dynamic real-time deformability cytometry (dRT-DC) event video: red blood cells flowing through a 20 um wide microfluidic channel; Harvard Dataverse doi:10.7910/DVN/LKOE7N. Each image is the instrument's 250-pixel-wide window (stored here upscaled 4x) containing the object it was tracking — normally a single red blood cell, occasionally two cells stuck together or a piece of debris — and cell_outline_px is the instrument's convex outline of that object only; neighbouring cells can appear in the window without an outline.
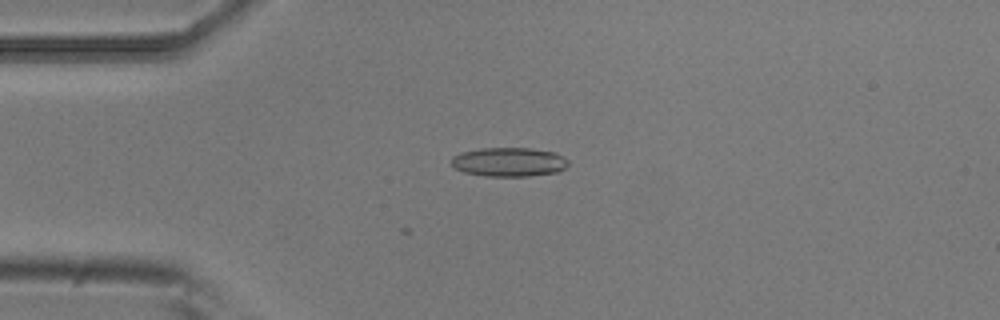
{"species": "common noctule bat (a hibernating species)", "species_latin": "Nyctalus noctula", "temperature_condition": "room temperature", "stored_images_in_passage": 8, "camera_frame_rate_fps": 3000, "um_per_image_px": 0.085, "animal": {"sex": "male", "body_mass_g": 20.5, "forearm_length_mm": 52.5}, "frame": {"image": 1, "passage_image": 4, "time_ms": 1.0, "image_size_px": [1000, 320], "cell_outline_px": [[568, 164], [560, 172], [528, 176], [484, 176], [464, 172], [456, 168], [452, 164], [452, 156], [460, 152], [480, 148], [532, 148], [552, 152], [564, 156], [568, 160]], "centroid_in_image_um": [43.27, 13.77], "position_along_channel_um": 41.7, "area_um2": 19.88}}
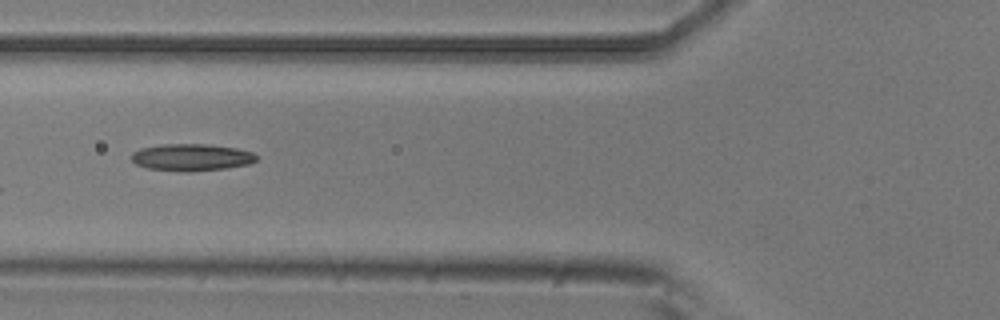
{"frame": {"image": 2, "passage_image": 6, "time_ms": 1.667, "image_size_px": [1000, 320], "cell_outline_px": [[256, 160], [248, 164], [224, 168], [192, 172], [180, 172], [148, 168], [136, 164], [132, 160], [132, 152], [140, 148], [160, 144], [208, 144], [236, 148], [252, 152], [256, 156]], "centroid_in_image_um": [16.24, 13.37], "position_along_channel_um": 109.6, "area_um2": 19.71}}
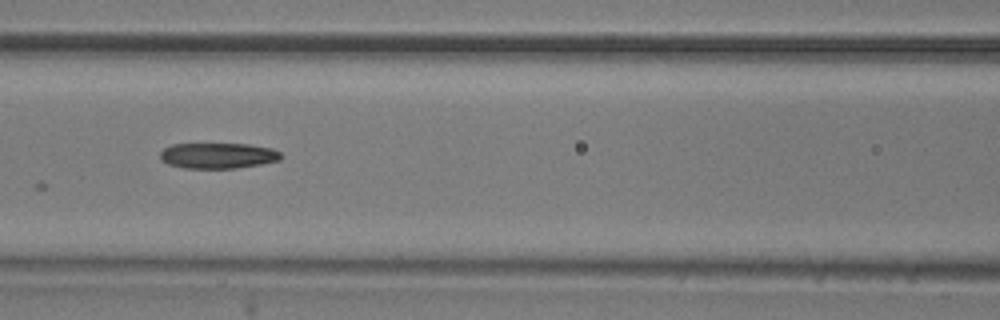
{"frame": {"image": 3, "passage_image": 7, "time_ms": 2.0, "image_size_px": [1000, 320], "cell_outline_px": [[284, 156], [280, 160], [260, 164], [236, 168], [184, 168], [168, 164], [160, 160], [160, 152], [164, 148], [172, 144], [248, 144], [272, 148], [280, 152]], "centroid_in_image_um": [18.53, 13.23], "position_along_channel_um": 148.1, "area_um2": 18.15}}